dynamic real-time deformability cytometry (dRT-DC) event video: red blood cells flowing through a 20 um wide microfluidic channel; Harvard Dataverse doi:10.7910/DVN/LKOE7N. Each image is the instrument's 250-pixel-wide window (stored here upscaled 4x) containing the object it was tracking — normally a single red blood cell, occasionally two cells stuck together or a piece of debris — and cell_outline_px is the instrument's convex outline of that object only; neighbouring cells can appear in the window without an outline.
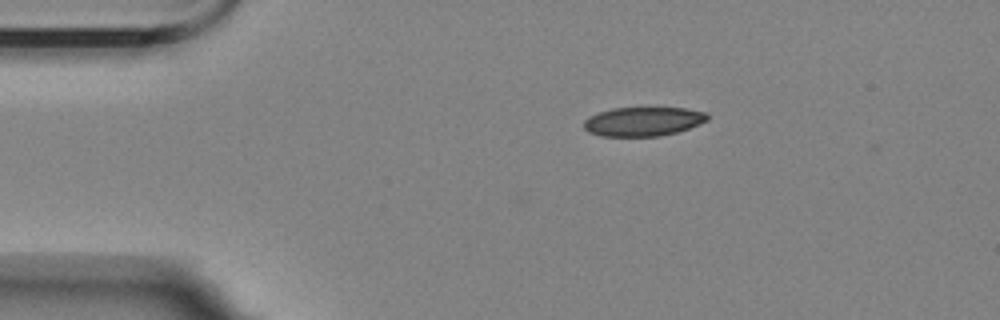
{"species": "Egyptian fruit bat (a non-hibernating species)", "species_latin": "Rousettus aegyptiacus", "temperature_condition": "room temperature", "stored_images_in_passage": 3, "camera_frame_rate_fps": 3000, "um_per_image_px": 0.085, "animal": {"sex": "female"}, "frame": {"image": 1, "passage_image": 1, "time_ms": 0.0, "image_size_px": [1000, 320], "cell_outline_px": [[708, 120], [700, 124], [676, 132], [660, 136], [600, 136], [588, 132], [584, 128], [584, 120], [588, 116], [612, 108], [684, 108], [708, 112]], "centroid_in_image_um": [54.66, 10.32], "position_along_channel_um": 30.3, "area_um2": 20.98}}
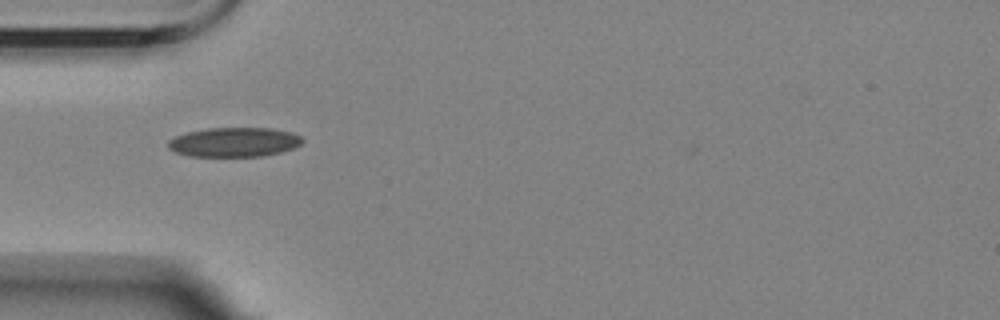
{"frame": {"image": 2, "passage_image": 2, "time_ms": 2.333, "image_size_px": [1000, 320], "cell_outline_px": [[304, 140], [300, 144], [292, 148], [280, 152], [260, 156], [188, 156], [176, 152], [168, 148], [168, 140], [176, 136], [188, 132], [208, 128], [272, 128], [292, 132], [300, 136]], "centroid_in_image_um": [19.9, 12.07], "position_along_channel_um": 65.1, "area_um2": 22.89}}
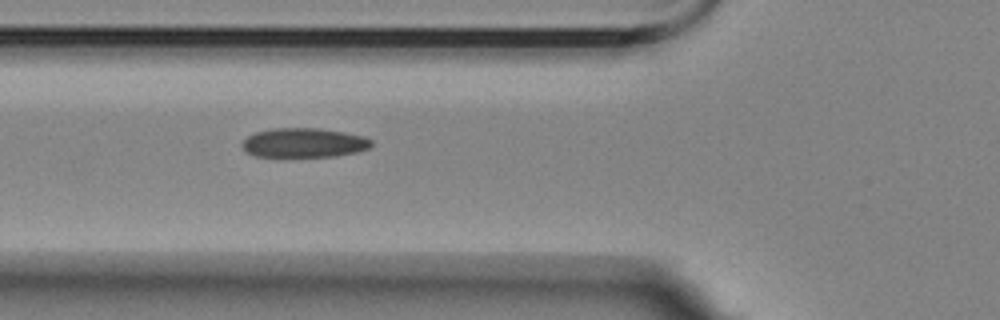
{"frame": {"image": 3, "passage_image": 3, "time_ms": 3.333, "image_size_px": [1000, 320], "cell_outline_px": [[372, 144], [368, 148], [356, 152], [336, 156], [280, 160], [256, 156], [244, 152], [240, 144], [248, 136], [256, 132], [272, 128], [320, 128], [344, 132], [364, 136], [372, 140]], "centroid_in_image_um": [25.76, 12.19], "position_along_channel_um": 100.0, "area_um2": 23.29}}